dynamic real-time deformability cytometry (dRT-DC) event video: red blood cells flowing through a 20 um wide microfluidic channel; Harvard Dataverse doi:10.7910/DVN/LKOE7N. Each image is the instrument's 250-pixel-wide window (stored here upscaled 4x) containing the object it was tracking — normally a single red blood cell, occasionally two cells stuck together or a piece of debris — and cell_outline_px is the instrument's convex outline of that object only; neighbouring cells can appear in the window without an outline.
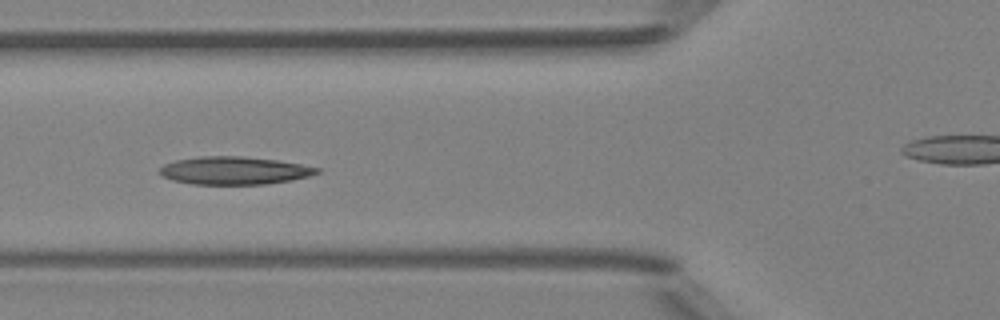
{"species": "Egyptian fruit bat (a non-hibernating species)", "species_latin": "Rousettus aegyptiacus", "temperature_condition": "room temperature", "stored_images_in_passage": 6, "camera_frame_rate_fps": 3000, "um_per_image_px": 0.085, "animal": {"sex": "female"}, "frame": {"image": 1, "passage_image": 6, "time_ms": 5.667, "image_size_px": [1000, 320], "cell_outline_px": [[320, 172], [308, 176], [292, 180], [264, 184], [192, 184], [172, 180], [160, 176], [156, 172], [164, 164], [176, 160], [200, 156], [244, 156], [280, 160], [320, 168]], "centroid_in_image_um": [19.87, 14.49], "position_along_channel_um": 105.9, "area_um2": 25.72}}